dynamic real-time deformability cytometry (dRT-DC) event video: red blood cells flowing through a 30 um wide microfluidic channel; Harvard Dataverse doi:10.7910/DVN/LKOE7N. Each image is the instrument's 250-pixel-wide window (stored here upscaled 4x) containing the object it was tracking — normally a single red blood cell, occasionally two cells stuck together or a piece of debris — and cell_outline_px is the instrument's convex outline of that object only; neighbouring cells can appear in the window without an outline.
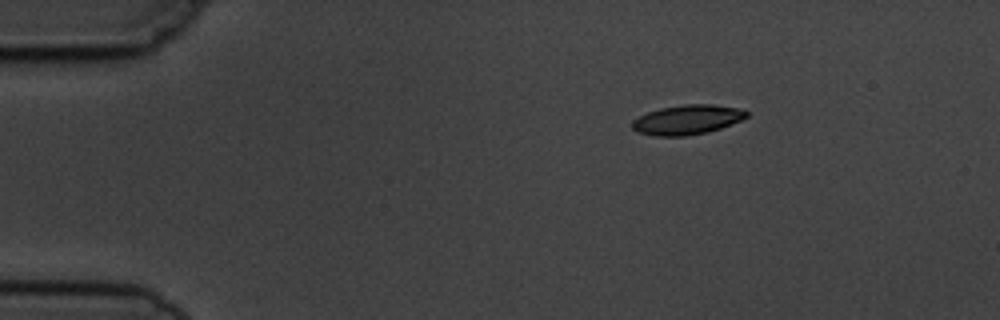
{"species": "common noctule bat (a hibernating species)", "species_latin": "Nyctalus noctula", "temperature_condition": "cold", "stored_images_in_passage": 4, "camera_frame_rate_fps": 3000, "um_per_image_px": 0.085, "animal": {"sex": "male", "body_mass_g": 19.5, "forearm_length_mm": 54.6}, "frame": {"image": 1, "passage_image": 2, "time_ms": 2.0, "image_size_px": [1000, 320], "cell_outline_px": [[748, 116], [740, 120], [720, 128], [708, 132], [684, 136], [656, 136], [636, 132], [632, 128], [632, 120], [648, 112], [660, 108], [684, 104], [712, 104], [736, 108], [748, 112]], "centroid_in_image_um": [58.37, 10.18], "position_along_channel_um": 26.6, "area_um2": 19.59}}